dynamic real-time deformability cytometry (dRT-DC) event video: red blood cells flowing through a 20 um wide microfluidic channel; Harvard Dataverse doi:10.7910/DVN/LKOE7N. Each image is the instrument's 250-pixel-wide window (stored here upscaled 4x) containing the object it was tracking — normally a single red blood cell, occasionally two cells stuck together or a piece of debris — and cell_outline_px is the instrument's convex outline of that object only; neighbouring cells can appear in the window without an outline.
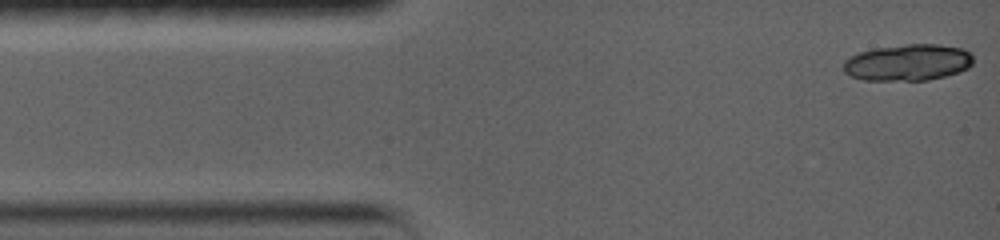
{"species": "common noctule bat (a hibernating species)", "species_latin": "Nyctalus noctula", "temperature_condition": "warm", "stored_images_in_passage": 7, "camera_frame_rate_fps": 5000, "um_per_image_px": 0.085, "animal": {"sex": "female", "body_mass_g": 19.0, "forearm_length_mm": 56.7}, "frame": {"image": 1, "passage_image": 1, "time_ms": 0.0, "image_size_px": [1000, 240], "cell_outline_px": [[972, 64], [956, 72], [944, 76], [924, 80], [868, 80], [852, 76], [844, 68], [844, 64], [852, 56], [860, 52], [876, 48], [908, 44], [936, 44], [960, 48], [968, 52], [972, 56]], "centroid_in_image_um": [77.19, 5.3], "position_along_channel_um": 7.8, "area_um2": 26.76}}